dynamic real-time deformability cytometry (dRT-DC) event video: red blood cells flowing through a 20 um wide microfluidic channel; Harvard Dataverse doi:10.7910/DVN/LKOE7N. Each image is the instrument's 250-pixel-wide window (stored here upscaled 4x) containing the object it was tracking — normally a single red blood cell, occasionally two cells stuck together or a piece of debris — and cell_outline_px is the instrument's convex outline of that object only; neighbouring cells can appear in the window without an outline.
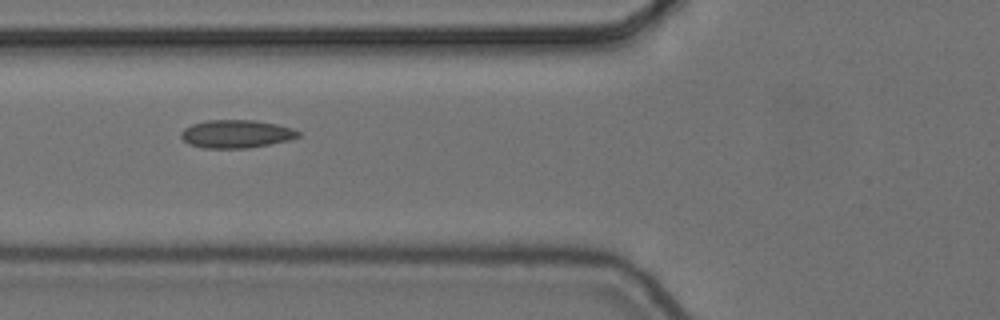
{"species": "common noctule bat (a hibernating species)", "species_latin": "Nyctalus noctula", "temperature_condition": "cold", "stored_images_in_passage": 7, "camera_frame_rate_fps": 3000, "um_per_image_px": 0.085, "animal": {"sex": "female", "body_mass_g": 24.6, "forearm_length_mm": 56.2}, "frame": {"image": 1, "passage_image": 6, "time_ms": 1.667, "image_size_px": [1000, 320], "cell_outline_px": [[300, 136], [288, 140], [248, 148], [204, 148], [188, 144], [180, 136], [180, 132], [184, 128], [192, 124], [208, 120], [256, 120], [276, 124], [292, 128], [300, 132]], "centroid_in_image_um": [20.06, 11.38], "position_along_channel_um": 105.7, "area_um2": 19.13}}
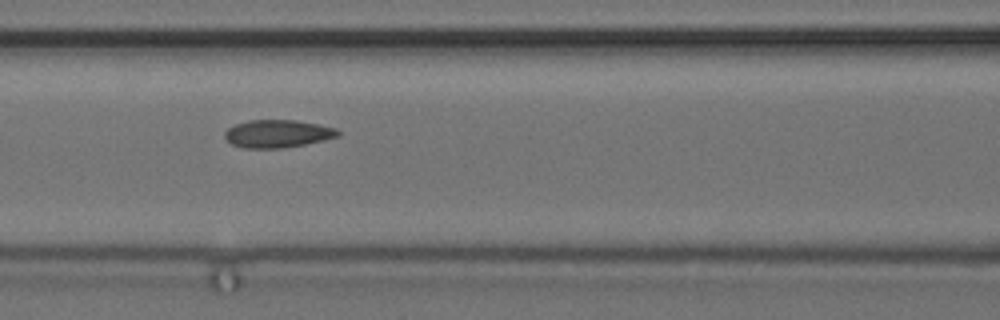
{"frame": {"image": 2, "passage_image": 7, "time_ms": 2.0, "image_size_px": [1000, 320], "cell_outline_px": [[340, 136], [324, 140], [284, 148], [244, 148], [232, 144], [224, 136], [224, 132], [228, 128], [236, 124], [248, 120], [296, 120], [336, 128], [340, 132]], "centroid_in_image_um": [23.6, 11.36], "position_along_channel_um": 143.0, "area_um2": 18.26}}